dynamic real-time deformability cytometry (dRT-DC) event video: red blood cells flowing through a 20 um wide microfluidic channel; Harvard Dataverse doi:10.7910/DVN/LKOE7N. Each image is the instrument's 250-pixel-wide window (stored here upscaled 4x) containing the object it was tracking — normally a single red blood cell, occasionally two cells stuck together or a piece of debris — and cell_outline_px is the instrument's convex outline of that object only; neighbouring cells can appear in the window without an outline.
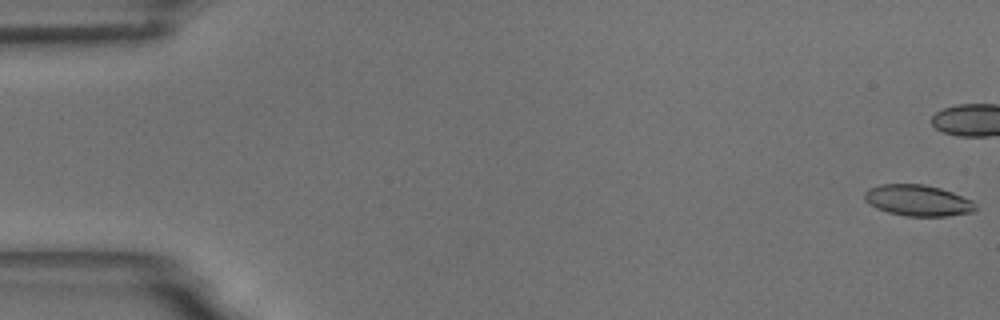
{"species": "common noctule bat (a hibernating species)", "species_latin": "Nyctalus noctula", "temperature_condition": "room temperature", "stored_images_in_passage": 45, "camera_frame_rate_fps": 3000, "um_per_image_px": 0.085, "animal": {"sex": "male", "body_mass_g": 18.8}, "frame": {"image": 1, "passage_image": 1, "time_ms": 0.0, "image_size_px": [1000, 320], "cell_outline_px": [[980, 208], [972, 212], [948, 216], [908, 216], [888, 212], [876, 208], [868, 204], [864, 200], [864, 192], [868, 188], [880, 184], [924, 184], [940, 188], [952, 192], [972, 200]], "centroid_in_image_um": [78.02, 17.03], "position_along_channel_um": 7.0, "area_um2": 20.35}}